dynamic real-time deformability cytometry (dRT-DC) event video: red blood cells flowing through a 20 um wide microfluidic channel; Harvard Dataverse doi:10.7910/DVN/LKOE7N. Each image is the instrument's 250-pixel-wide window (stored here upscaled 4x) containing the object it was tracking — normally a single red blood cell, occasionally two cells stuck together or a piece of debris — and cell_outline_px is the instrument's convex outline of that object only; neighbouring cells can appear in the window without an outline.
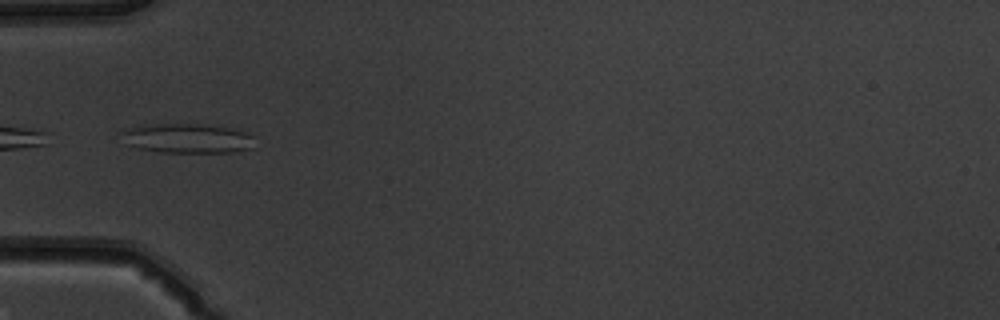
{"species": "common noctule bat (a hibernating species)", "species_latin": "Nyctalus noctula", "temperature_condition": "warm", "stored_images_in_passage": 33, "camera_frame_rate_fps": 3000, "um_per_image_px": 0.085, "animal": {"sex": "male", "body_mass_g": 19.5, "forearm_length_mm": 54.6}, "frame": {"image": 1, "passage_image": 1, "time_ms": 0.0, "image_size_px": [1000, 320], "cell_outline_px": [[256, 148], [232, 152], [160, 152], [140, 148], [124, 144], [120, 132], [128, 128], [140, 124], [204, 124], [228, 128], [244, 132], [252, 136]], "centroid_in_image_um": [15.89, 11.76], "position_along_channel_um": 69.1, "area_um2": 23.12}}
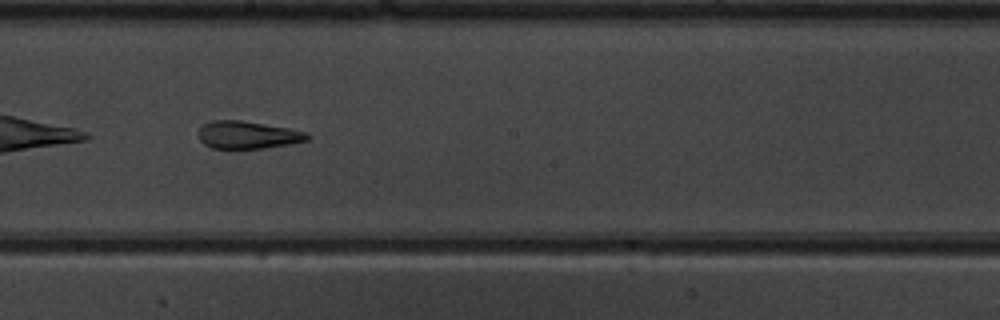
{"frame": {"image": 2, "passage_image": 13, "time_ms": 4.0, "image_size_px": [1000, 320], "cell_outline_px": [[312, 136], [308, 140], [288, 144], [264, 148], [212, 148], [204, 144], [200, 140], [200, 128], [204, 124], [212, 120], [240, 120], [288, 128], [308, 132]], "centroid_in_image_um": [21.09, 11.46], "position_along_channel_um": 227.1, "area_um2": 17.34}}
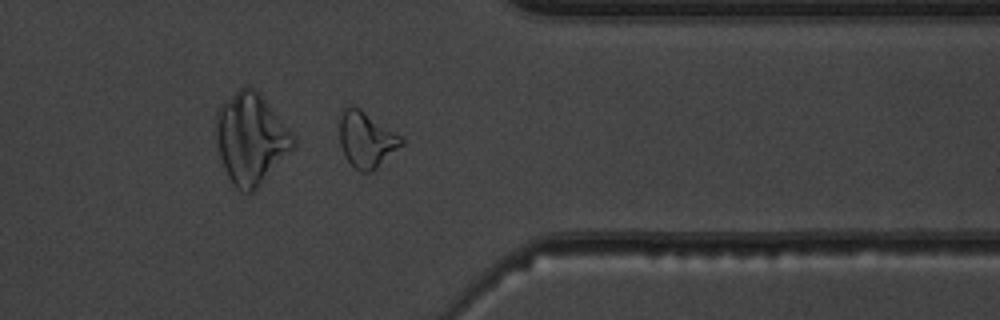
{"frame": {"image": 3, "passage_image": 25, "time_ms": 8.0, "image_size_px": [1000, 320], "cell_outline_px": [[404, 144], [372, 172], [360, 172], [344, 156], [340, 144], [340, 108], [348, 104], [352, 104], [360, 108], [404, 136]], "centroid_in_image_um": [31.15, 11.81], "position_along_channel_um": 380.2, "area_um2": 20.69}, "authors_computed_cell_mechanics": {"area_um2": 18.1492, "velocity_mm_per_s": 3.9632, "shape_relaxation_time_tau1_ms": null, "shape_relaxation_time_tau2_ms": 2.6482, "deformation_change_tau1": null, "deformation_change_tau2": 0.1115}}